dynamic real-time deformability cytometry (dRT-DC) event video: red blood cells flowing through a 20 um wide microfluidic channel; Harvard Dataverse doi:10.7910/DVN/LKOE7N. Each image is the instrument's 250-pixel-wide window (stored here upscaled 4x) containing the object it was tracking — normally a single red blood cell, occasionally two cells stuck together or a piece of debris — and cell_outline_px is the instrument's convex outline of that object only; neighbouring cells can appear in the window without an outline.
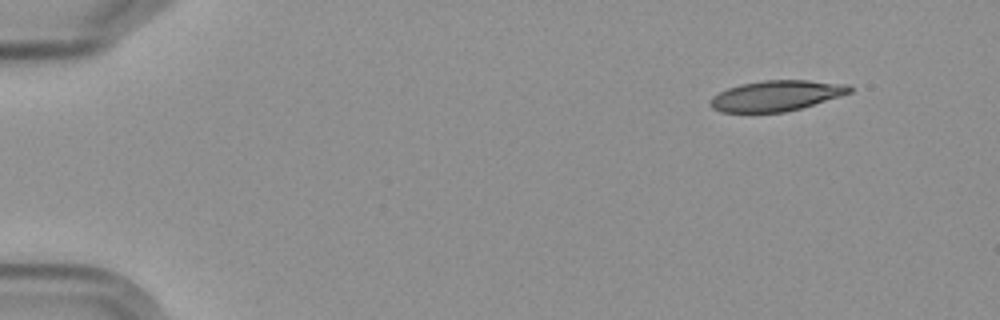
{"species": "Egyptian fruit bat (a non-hibernating species)", "species_latin": "Rousettus aegyptiacus", "temperature_condition": "cold", "stored_images_in_passage": 5, "camera_frame_rate_fps": 3000, "um_per_image_px": 0.085, "frame": {"image": 1, "passage_image": 1, "time_ms": 0.0, "image_size_px": [1000, 320], "cell_outline_px": [[852, 92], [840, 96], [800, 108], [784, 112], [720, 112], [712, 108], [712, 96], [728, 88], [740, 84], [764, 80], [808, 80], [848, 84], [852, 88]], "centroid_in_image_um": [66.0, 8.13], "position_along_channel_um": 19.0, "area_um2": 24.57}}
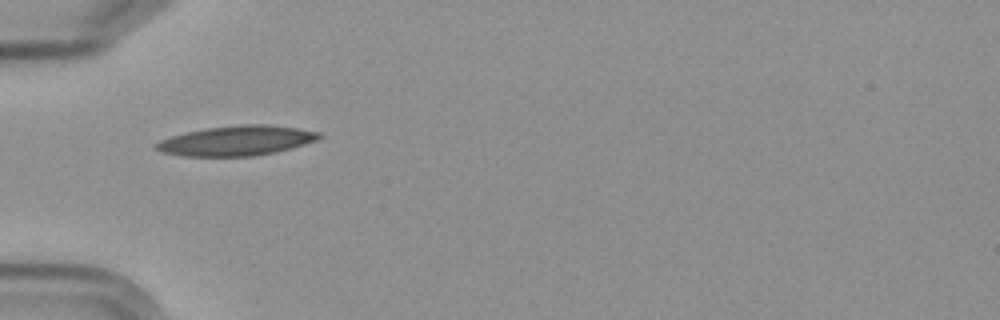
{"frame": {"image": 2, "passage_image": 4, "time_ms": 4.333, "image_size_px": [1000, 320], "cell_outline_px": [[324, 136], [316, 140], [292, 148], [276, 152], [252, 156], [184, 156], [160, 152], [152, 144], [160, 140], [184, 132], [204, 128], [244, 124], [268, 124], [300, 128], [320, 132]], "centroid_in_image_um": [20.11, 11.95], "position_along_channel_um": 64.9, "area_um2": 28.61}}
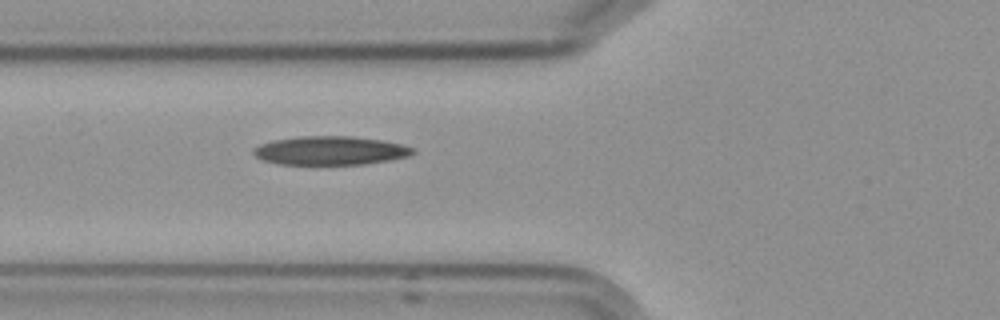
{"frame": {"image": 3, "passage_image": 5, "time_ms": 5.333, "image_size_px": [1000, 320], "cell_outline_px": [[416, 152], [408, 156], [388, 160], [364, 164], [280, 164], [264, 160], [256, 156], [252, 152], [252, 148], [260, 144], [272, 140], [296, 136], [352, 136], [384, 140], [400, 144], [412, 148]], "centroid_in_image_um": [28.04, 12.78], "position_along_channel_um": 97.8, "area_um2": 26.65}}